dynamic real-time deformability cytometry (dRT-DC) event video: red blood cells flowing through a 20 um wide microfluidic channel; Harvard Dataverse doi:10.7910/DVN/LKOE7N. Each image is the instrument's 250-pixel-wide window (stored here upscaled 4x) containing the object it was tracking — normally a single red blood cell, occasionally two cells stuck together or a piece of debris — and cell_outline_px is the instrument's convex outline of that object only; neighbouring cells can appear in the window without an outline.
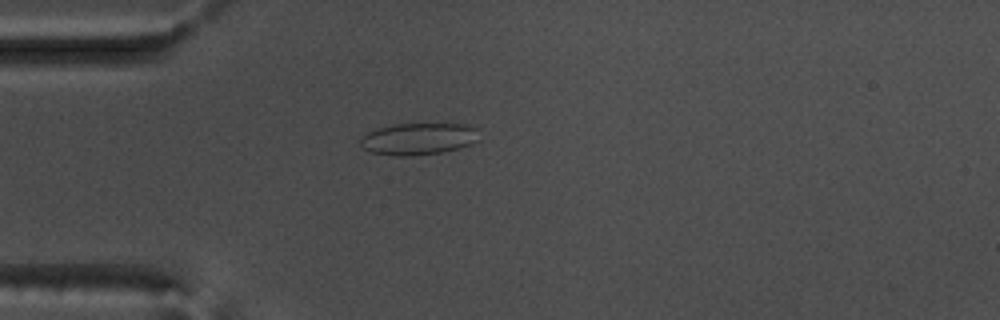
{"species": "common noctule bat (a hibernating species)", "species_latin": "Nyctalus noctula", "temperature_condition": "warm", "stored_images_in_passage": 54, "camera_frame_rate_fps": 3000, "um_per_image_px": 0.085, "animal": {"sex": "male", "body_mass_g": 17.5, "forearm_length_mm": 52.3}, "frame": {"image": 1, "passage_image": 15, "time_ms": 4.667, "image_size_px": [1000, 320], "cell_outline_px": [[480, 140], [472, 144], [460, 148], [440, 152], [408, 156], [392, 156], [372, 152], [364, 148], [360, 144], [360, 136], [368, 132], [380, 128], [396, 124], [464, 124], [476, 128]], "centroid_in_image_um": [35.58, 11.81], "position_along_channel_um": 49.4, "area_um2": 22.02}}
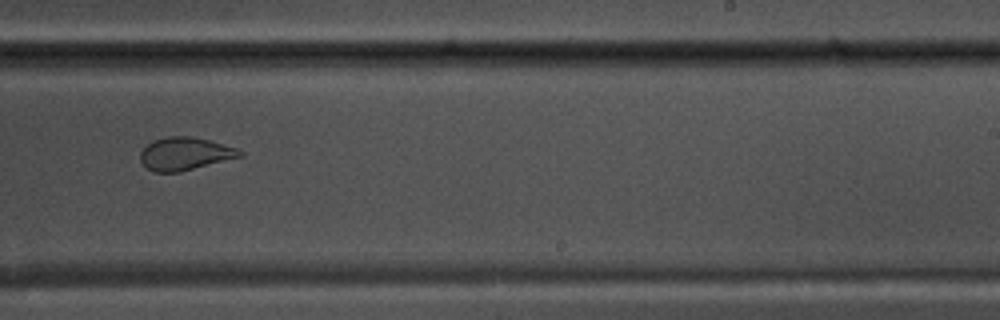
{"frame": {"image": 2, "passage_image": 34, "time_ms": 11.0, "image_size_px": [1000, 320], "cell_outline_px": [[244, 156], [180, 172], [152, 172], [140, 160], [140, 152], [148, 144], [156, 140], [168, 136], [192, 136], [208, 140], [236, 148], [244, 152]], "centroid_in_image_um": [15.74, 13.08], "position_along_channel_um": 273.3, "area_um2": 18.96}}
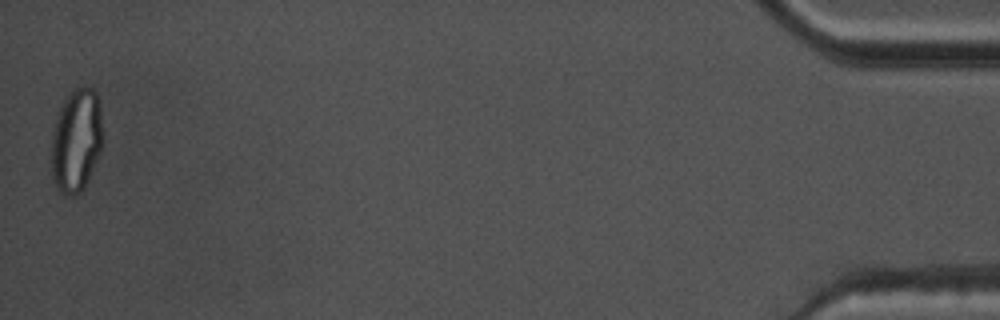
{"frame": {"image": 3, "passage_image": 54, "time_ms": 17.667, "image_size_px": [1000, 320], "cell_outline_px": [[104, 140], [100, 152], [84, 188], [80, 192], [72, 196], [60, 192], [52, 176], [52, 132], [60, 108], [64, 100], [76, 88], [92, 88], [96, 92], [100, 108], [104, 136]], "centroid_in_image_um": [6.51, 11.95], "position_along_channel_um": 428.7, "area_um2": 30.75}, "authors_computed_cell_mechanics": {"area_um2": 23.7269, "velocity_mm_per_s": 3.7313, "shape_relaxation_time_tau1_ms": null, "shape_relaxation_time_tau2_ms": 0.779, "deformation_change_tau1": null, "deformation_change_tau2": 0.0703}}